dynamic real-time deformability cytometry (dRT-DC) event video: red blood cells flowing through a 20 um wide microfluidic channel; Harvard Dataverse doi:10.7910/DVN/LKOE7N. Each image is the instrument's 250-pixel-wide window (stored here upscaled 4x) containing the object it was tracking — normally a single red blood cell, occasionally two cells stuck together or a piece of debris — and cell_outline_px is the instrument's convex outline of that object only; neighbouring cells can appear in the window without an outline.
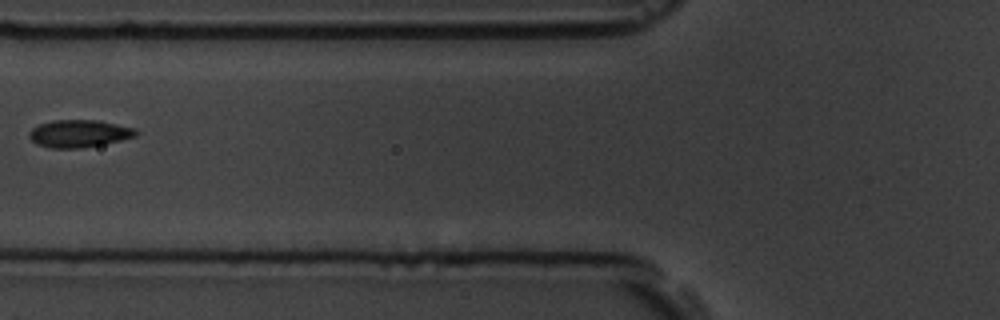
{"species": "common noctule bat (a hibernating species)", "species_latin": "Nyctalus noctula", "temperature_condition": "room temperature", "stored_images_in_passage": 7, "camera_frame_rate_fps": 3000, "um_per_image_px": 0.085, "animal": {"sex": "male", "body_mass_g": 19.5, "forearm_length_mm": 54.6}, "frame": {"image": 1, "passage_image": 6, "time_ms": 6.667, "image_size_px": [1000, 320], "cell_outline_px": [[140, 132], [136, 136], [104, 144], [80, 148], [52, 148], [36, 144], [28, 136], [28, 132], [32, 128], [40, 124], [52, 120], [96, 120], [136, 128]], "centroid_in_image_um": [6.72, 11.35], "position_along_channel_um": 119.1, "area_um2": 17.11}}
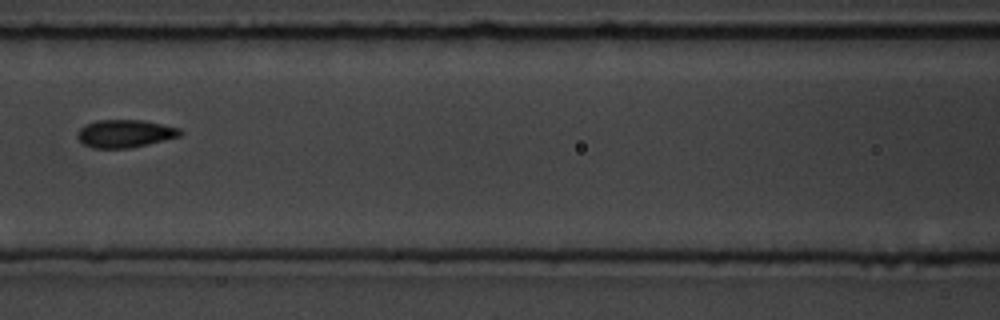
{"frame": {"image": 2, "passage_image": 7, "time_ms": 7.667, "image_size_px": [1000, 320], "cell_outline_px": [[184, 132], [180, 136], [148, 144], [128, 148], [92, 148], [84, 144], [76, 136], [76, 132], [84, 124], [96, 120], [144, 120], [180, 128]], "centroid_in_image_um": [10.61, 11.34], "position_along_channel_um": 156.0, "area_um2": 16.76}}